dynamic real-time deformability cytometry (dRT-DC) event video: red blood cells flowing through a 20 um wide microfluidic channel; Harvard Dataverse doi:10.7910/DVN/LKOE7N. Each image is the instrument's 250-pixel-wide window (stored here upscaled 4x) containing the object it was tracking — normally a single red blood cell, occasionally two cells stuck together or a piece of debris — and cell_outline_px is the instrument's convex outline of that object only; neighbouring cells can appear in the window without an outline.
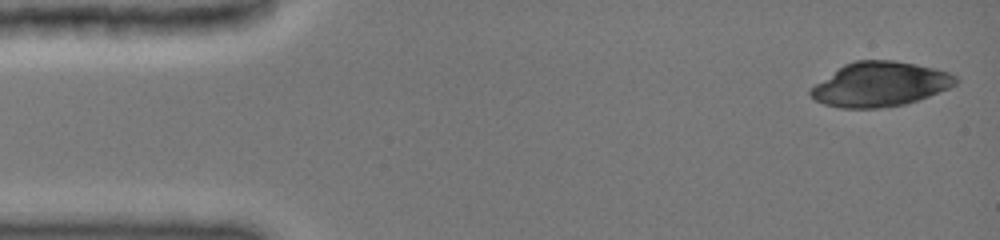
{"species": "common noctule bat (a hibernating species)", "species_latin": "Nyctalus noctula", "temperature_condition": "cold", "stored_images_in_passage": 32, "camera_frame_rate_fps": 3000, "um_per_image_px": 0.085, "animal": {"sex": "female", "body_mass_g": 19.0, "forearm_length_mm": 51.5}, "frame": {"image": 1, "passage_image": 1, "time_ms": 0.0, "image_size_px": [1000, 240], "cell_outline_px": [[960, 80], [956, 84], [948, 88], [928, 96], [904, 104], [880, 108], [840, 108], [824, 104], [816, 100], [808, 92], [816, 84], [844, 64], [856, 60], [892, 60], [916, 64], [948, 72], [956, 76]], "centroid_in_image_um": [74.81, 7.16], "position_along_channel_um": 10.2, "area_um2": 37.22}}